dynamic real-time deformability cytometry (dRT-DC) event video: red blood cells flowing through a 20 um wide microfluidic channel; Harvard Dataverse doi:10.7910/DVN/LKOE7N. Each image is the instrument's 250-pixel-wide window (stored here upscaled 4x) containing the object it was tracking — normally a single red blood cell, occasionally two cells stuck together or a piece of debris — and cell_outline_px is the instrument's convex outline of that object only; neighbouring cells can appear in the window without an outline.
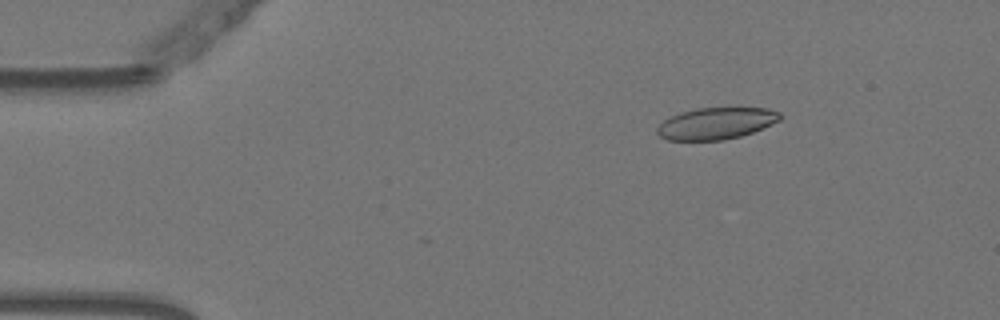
{"species": "Egyptian fruit bat (a non-hibernating species)", "species_latin": "Rousettus aegyptiacus", "temperature_condition": "warm", "stored_images_in_passage": 49, "camera_frame_rate_fps": 3000, "um_per_image_px": 0.085, "animal": {"sex": "female"}, "frame": {"image": 1, "passage_image": 8, "time_ms": 2.333, "image_size_px": [1000, 320], "cell_outline_px": [[784, 116], [780, 120], [752, 132], [740, 136], [724, 140], [668, 140], [660, 136], [656, 132], [656, 128], [664, 120], [680, 112], [696, 108], [736, 104], [768, 108], [780, 112]], "centroid_in_image_um": [60.94, 10.42], "position_along_channel_um": 24.1, "area_um2": 23.7}}
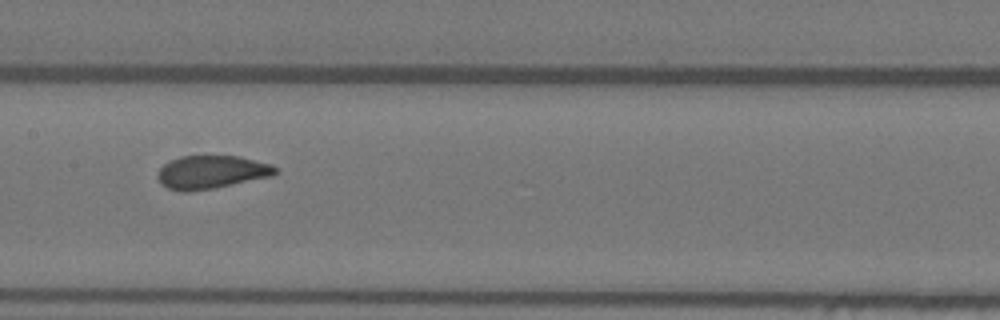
{"frame": {"image": 2, "passage_image": 27, "time_ms": 8.667, "image_size_px": [1000, 320], "cell_outline_px": [[276, 172], [272, 176], [216, 188], [188, 192], [180, 192], [168, 188], [160, 184], [156, 176], [160, 168], [168, 160], [180, 156], [240, 156], [272, 164], [276, 168]], "centroid_in_image_um": [17.93, 14.64], "position_along_channel_um": 189.5, "area_um2": 23.06}}
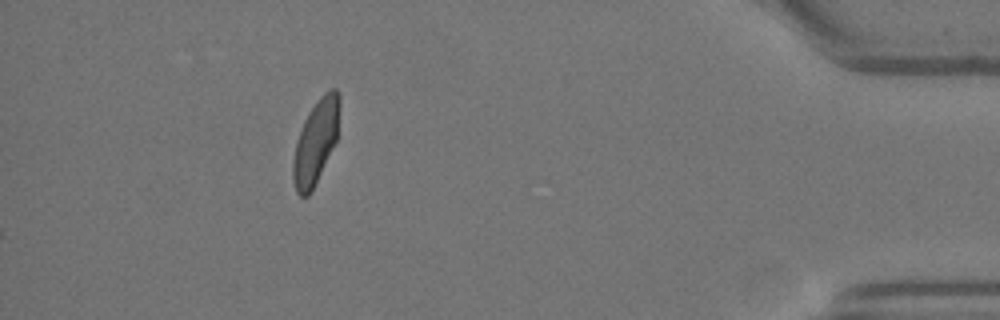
{"frame": {"image": 3, "passage_image": 49, "time_ms": 16.0, "image_size_px": [1000, 320], "cell_outline_px": [[340, 104], [336, 140], [308, 196], [300, 196], [296, 192], [292, 180], [292, 160], [296, 140], [304, 120], [308, 112], [320, 96], [324, 92], [332, 88], [336, 88], [340, 96]], "centroid_in_image_um": [26.81, 12.01], "position_along_channel_um": 408.4, "area_um2": 22.48}, "authors_computed_cell_mechanics": {"area_um2": 23.5246, "velocity_mm_per_s": 3.7478, "shape_relaxation_time_tau1_ms": 4.6825, "shape_relaxation_time_tau2_ms": 0.6522, "deformation_change_tau1": 0.1367, "deformation_change_tau2": 0.0635}}